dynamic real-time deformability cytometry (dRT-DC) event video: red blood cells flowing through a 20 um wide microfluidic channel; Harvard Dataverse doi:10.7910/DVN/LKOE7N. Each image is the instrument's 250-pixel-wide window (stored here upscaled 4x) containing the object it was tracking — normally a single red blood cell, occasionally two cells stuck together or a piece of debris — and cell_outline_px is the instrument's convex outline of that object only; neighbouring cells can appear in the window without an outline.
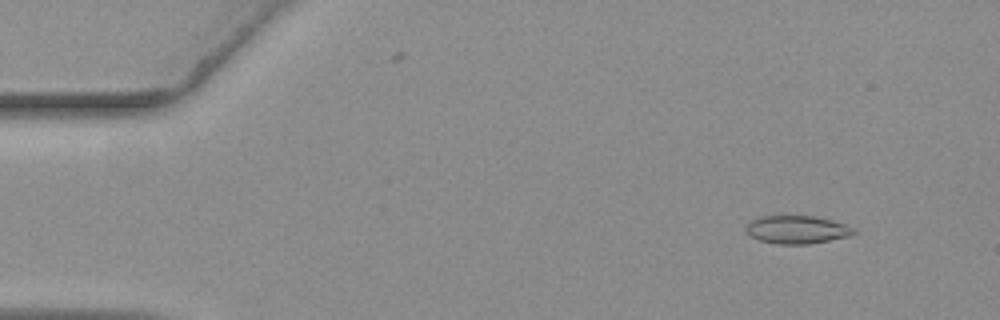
{"species": "common noctule bat (a hibernating species)", "species_latin": "Nyctalus noctula", "temperature_condition": "warm", "stored_images_in_passage": 57, "camera_frame_rate_fps": 3000, "um_per_image_px": 0.085, "animal": {"sex": "female", "body_mass_g": 19.3, "forearm_length_mm": 54.1}, "frame": {"image": 1, "passage_image": 6, "time_ms": 1.667, "image_size_px": [1000, 320], "cell_outline_px": [[856, 232], [848, 236], [808, 244], [776, 244], [760, 240], [752, 236], [744, 228], [752, 220], [760, 216], [812, 216], [832, 220], [856, 228]], "centroid_in_image_um": [67.75, 19.51], "position_along_channel_um": 17.3, "area_um2": 17.4}}
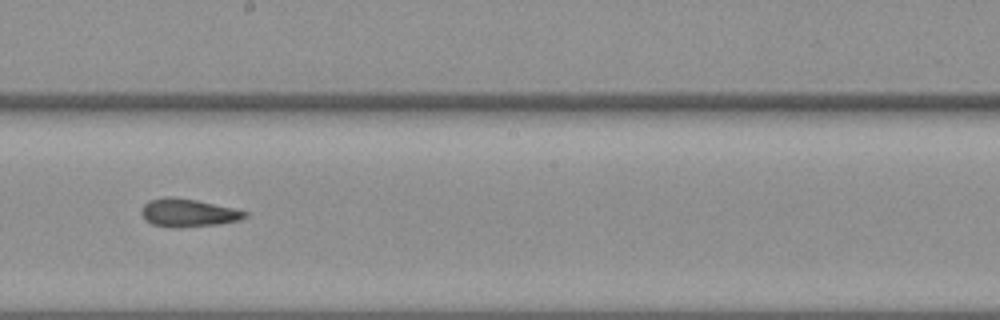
{"frame": {"image": 2, "passage_image": 32, "time_ms": 10.333, "image_size_px": [1000, 320], "cell_outline_px": [[248, 216], [240, 220], [216, 224], [180, 228], [172, 228], [152, 224], [140, 212], [144, 204], [148, 200], [164, 196], [168, 196], [196, 200], [232, 208], [248, 212]], "centroid_in_image_um": [15.97, 18.09], "position_along_channel_um": 232.2, "area_um2": 16.82}}
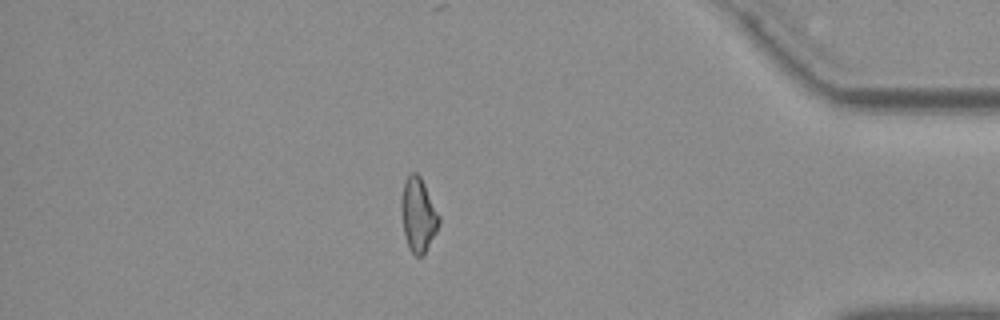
{"frame": {"image": 3, "passage_image": 49, "time_ms": 16.0, "image_size_px": [1000, 320], "cell_outline_px": [[440, 224], [424, 256], [416, 256], [408, 248], [404, 232], [400, 204], [404, 180], [412, 172], [416, 172], [420, 176], [440, 216]], "centroid_in_image_um": [35.55, 18.28], "position_along_channel_um": 399.7, "area_um2": 16.3}, "authors_computed_cell_mechanics": {"area_um2": 17.1666, "velocity_mm_per_s": 3.6461, "shape_relaxation_time_tau1_ms": 4.6218, "shape_relaxation_time_tau2_ms": 7.2752, "deformation_change_tau1": 0.1155, "deformation_change_tau2": 0.161}}